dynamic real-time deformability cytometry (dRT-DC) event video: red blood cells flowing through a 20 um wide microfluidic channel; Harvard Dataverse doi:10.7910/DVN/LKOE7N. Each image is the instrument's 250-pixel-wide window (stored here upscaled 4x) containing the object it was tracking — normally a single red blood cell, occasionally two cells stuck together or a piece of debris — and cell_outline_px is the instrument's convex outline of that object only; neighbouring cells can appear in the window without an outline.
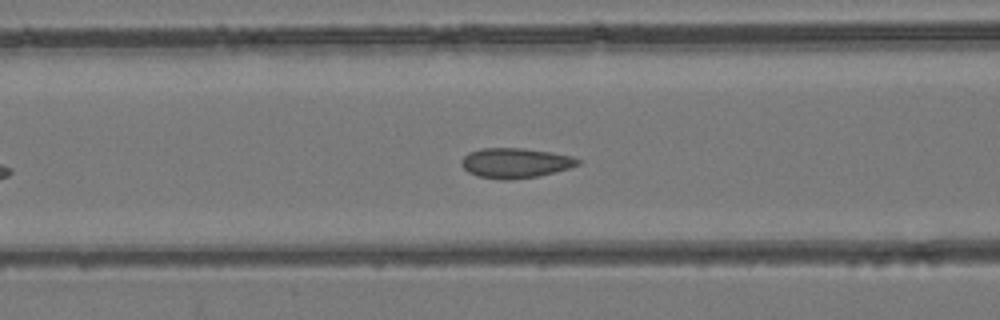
{"species": "common noctule bat (a hibernating species)", "species_latin": "Nyctalus noctula", "temperature_condition": "room temperature", "stored_images_in_passage": 39, "camera_frame_rate_fps": 3000, "um_per_image_px": 0.085, "animal": {"sex": "female", "body_mass_g": 24.6, "forearm_length_mm": 56.2}, "frame": {"image": 1, "passage_image": 12, "time_ms": 3.667, "image_size_px": [1000, 320], "cell_outline_px": [[584, 160], [580, 164], [568, 168], [536, 176], [508, 180], [504, 180], [480, 176], [468, 172], [460, 164], [460, 160], [468, 152], [480, 148], [524, 148], [552, 152], [572, 156]], "centroid_in_image_um": [43.8, 13.83], "position_along_channel_um": 122.8, "area_um2": 20.35}}
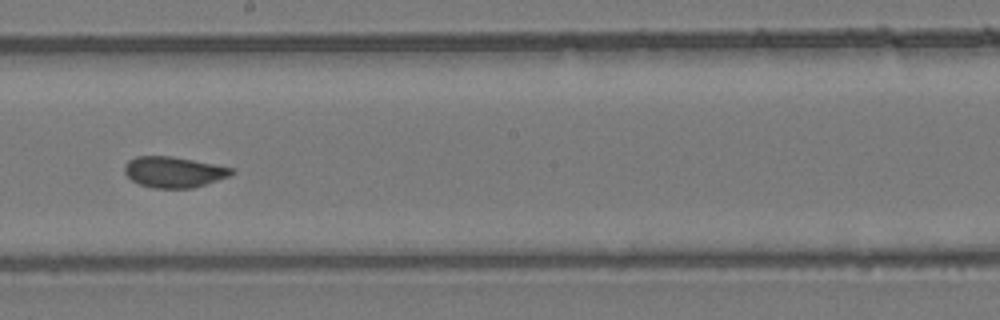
{"frame": {"image": 2, "passage_image": 20, "time_ms": 6.333, "image_size_px": [1000, 320], "cell_outline_px": [[236, 172], [228, 176], [192, 188], [152, 188], [140, 184], [132, 180], [124, 172], [124, 164], [128, 160], [136, 156], [172, 156], [236, 168]], "centroid_in_image_um": [14.76, 14.61], "position_along_channel_um": 233.4, "area_um2": 19.25}}
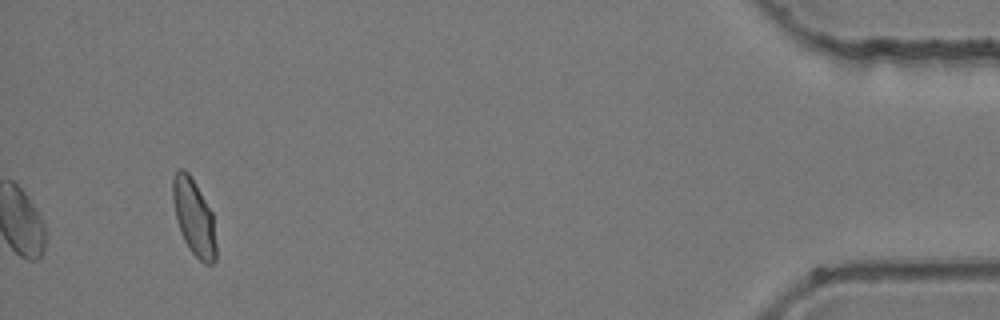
{"frame": {"image": 3, "passage_image": 39, "time_ms": 12.667, "image_size_px": [1000, 320], "cell_outline_px": [[216, 260], [212, 264], [204, 264], [188, 248], [180, 232], [176, 220], [172, 200], [172, 176], [180, 168], [184, 168], [188, 172], [196, 184], [212, 212], [216, 244]], "centroid_in_image_um": [16.47, 18.46], "position_along_channel_um": 418.7, "area_um2": 19.42}}